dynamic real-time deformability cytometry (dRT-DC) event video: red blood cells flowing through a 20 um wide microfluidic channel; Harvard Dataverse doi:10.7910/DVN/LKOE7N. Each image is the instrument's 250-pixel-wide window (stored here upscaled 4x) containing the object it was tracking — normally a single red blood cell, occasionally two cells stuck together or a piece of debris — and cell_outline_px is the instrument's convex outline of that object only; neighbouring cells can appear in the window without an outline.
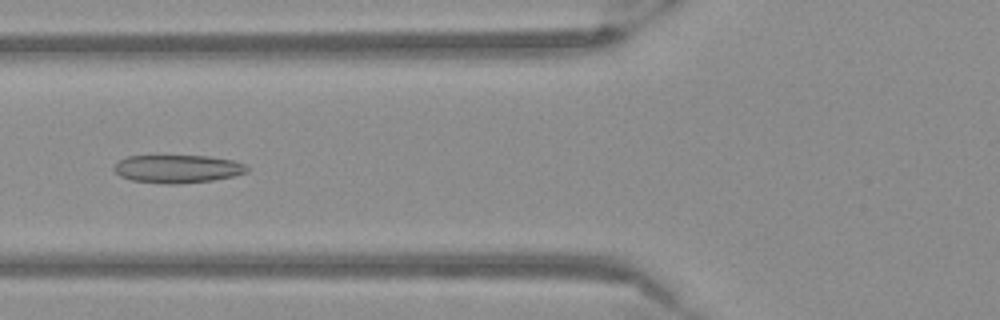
{"species": "Egyptian fruit bat (a non-hibernating species)", "species_latin": "Rousettus aegyptiacus", "temperature_condition": "warm", "stored_images_in_passage": 53, "camera_frame_rate_fps": 3000, "um_per_image_px": 0.085, "frame": {"image": 1, "passage_image": 21, "time_ms": 6.667, "image_size_px": [1000, 320], "cell_outline_px": [[248, 172], [232, 176], [212, 180], [176, 184], [168, 184], [132, 180], [120, 176], [112, 168], [120, 160], [128, 156], [208, 156], [232, 160], [244, 164], [248, 168]], "centroid_in_image_um": [15.09, 14.35], "position_along_channel_um": 110.7, "area_um2": 21.5}}
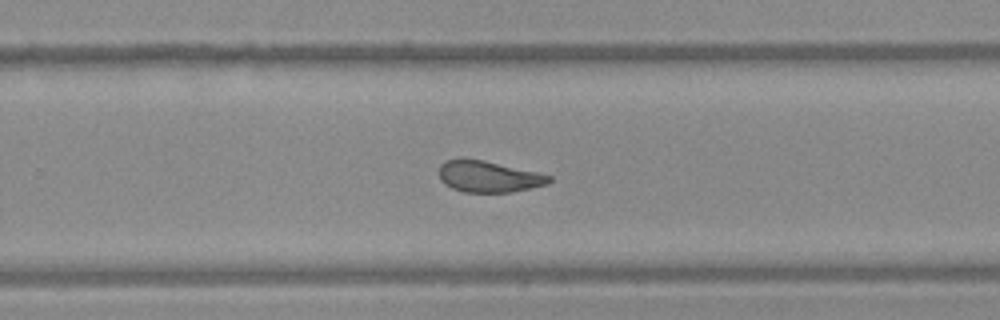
{"frame": {"image": 2, "passage_image": 35, "time_ms": 11.333, "image_size_px": [1000, 320], "cell_outline_px": [[552, 180], [548, 184], [512, 192], [464, 192], [452, 188], [444, 184], [440, 180], [440, 164], [448, 160], [484, 160], [536, 172], [552, 176]], "centroid_in_image_um": [41.55, 15.03], "position_along_channel_um": 288.2, "area_um2": 19.77}}
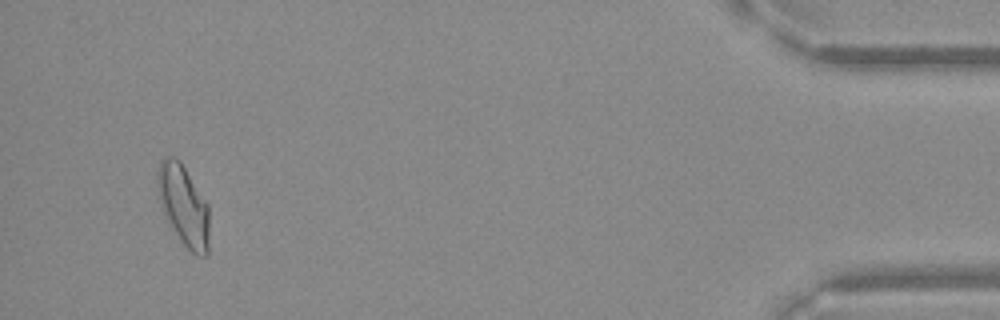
{"frame": {"image": 3, "passage_image": 51, "time_ms": 16.667, "image_size_px": [1000, 320], "cell_outline_px": [[208, 256], [196, 256], [184, 244], [164, 216], [160, 208], [156, 184], [156, 172], [160, 160], [168, 156], [176, 156], [180, 160], [208, 204]], "centroid_in_image_um": [15.56, 17.41], "position_along_channel_um": 419.6, "area_um2": 24.57}}